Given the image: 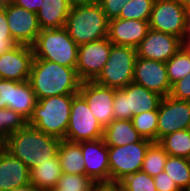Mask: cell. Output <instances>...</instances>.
Listing matches in <instances>:
<instances>
[{"instance_id": "cell-1", "label": "cell", "mask_w": 190, "mask_h": 191, "mask_svg": "<svg viewBox=\"0 0 190 191\" xmlns=\"http://www.w3.org/2000/svg\"><path fill=\"white\" fill-rule=\"evenodd\" d=\"M60 140L27 124L23 129L12 133L2 143V147L31 170L38 163L49 162L51 158L58 156Z\"/></svg>"}, {"instance_id": "cell-2", "label": "cell", "mask_w": 190, "mask_h": 191, "mask_svg": "<svg viewBox=\"0 0 190 191\" xmlns=\"http://www.w3.org/2000/svg\"><path fill=\"white\" fill-rule=\"evenodd\" d=\"M28 81L37 100L52 96L77 94L82 83L75 68L42 59L33 60Z\"/></svg>"}, {"instance_id": "cell-3", "label": "cell", "mask_w": 190, "mask_h": 191, "mask_svg": "<svg viewBox=\"0 0 190 191\" xmlns=\"http://www.w3.org/2000/svg\"><path fill=\"white\" fill-rule=\"evenodd\" d=\"M75 95L66 94L39 99L27 124L45 134L65 139Z\"/></svg>"}, {"instance_id": "cell-4", "label": "cell", "mask_w": 190, "mask_h": 191, "mask_svg": "<svg viewBox=\"0 0 190 191\" xmlns=\"http://www.w3.org/2000/svg\"><path fill=\"white\" fill-rule=\"evenodd\" d=\"M64 28L79 46L108 37L109 20L99 3L71 7Z\"/></svg>"}, {"instance_id": "cell-5", "label": "cell", "mask_w": 190, "mask_h": 191, "mask_svg": "<svg viewBox=\"0 0 190 191\" xmlns=\"http://www.w3.org/2000/svg\"><path fill=\"white\" fill-rule=\"evenodd\" d=\"M78 47L64 27L41 30L32 45L34 59L53 61L75 69Z\"/></svg>"}, {"instance_id": "cell-6", "label": "cell", "mask_w": 190, "mask_h": 191, "mask_svg": "<svg viewBox=\"0 0 190 191\" xmlns=\"http://www.w3.org/2000/svg\"><path fill=\"white\" fill-rule=\"evenodd\" d=\"M136 48L112 44L110 55L96 83L114 89H122L133 83Z\"/></svg>"}, {"instance_id": "cell-7", "label": "cell", "mask_w": 190, "mask_h": 191, "mask_svg": "<svg viewBox=\"0 0 190 191\" xmlns=\"http://www.w3.org/2000/svg\"><path fill=\"white\" fill-rule=\"evenodd\" d=\"M162 96L135 83L122 89H115L113 102L114 119L132 120L133 116L158 110Z\"/></svg>"}, {"instance_id": "cell-8", "label": "cell", "mask_w": 190, "mask_h": 191, "mask_svg": "<svg viewBox=\"0 0 190 191\" xmlns=\"http://www.w3.org/2000/svg\"><path fill=\"white\" fill-rule=\"evenodd\" d=\"M189 10L174 0H155L149 28L188 40Z\"/></svg>"}, {"instance_id": "cell-9", "label": "cell", "mask_w": 190, "mask_h": 191, "mask_svg": "<svg viewBox=\"0 0 190 191\" xmlns=\"http://www.w3.org/2000/svg\"><path fill=\"white\" fill-rule=\"evenodd\" d=\"M151 143L143 138L133 144L108 147L110 185H117L126 176L141 171L146 150Z\"/></svg>"}, {"instance_id": "cell-10", "label": "cell", "mask_w": 190, "mask_h": 191, "mask_svg": "<svg viewBox=\"0 0 190 191\" xmlns=\"http://www.w3.org/2000/svg\"><path fill=\"white\" fill-rule=\"evenodd\" d=\"M103 130L85 99L77 93L73 97L65 139L77 143L97 140L103 137Z\"/></svg>"}, {"instance_id": "cell-11", "label": "cell", "mask_w": 190, "mask_h": 191, "mask_svg": "<svg viewBox=\"0 0 190 191\" xmlns=\"http://www.w3.org/2000/svg\"><path fill=\"white\" fill-rule=\"evenodd\" d=\"M111 46L108 37L79 45L76 71L82 82L94 81L98 77L108 60Z\"/></svg>"}, {"instance_id": "cell-12", "label": "cell", "mask_w": 190, "mask_h": 191, "mask_svg": "<svg viewBox=\"0 0 190 191\" xmlns=\"http://www.w3.org/2000/svg\"><path fill=\"white\" fill-rule=\"evenodd\" d=\"M1 6L5 9L12 39L17 44L32 46L41 32L37 13L30 12L12 2Z\"/></svg>"}, {"instance_id": "cell-13", "label": "cell", "mask_w": 190, "mask_h": 191, "mask_svg": "<svg viewBox=\"0 0 190 191\" xmlns=\"http://www.w3.org/2000/svg\"><path fill=\"white\" fill-rule=\"evenodd\" d=\"M190 124V101L171 96L162 98L158 107L157 142L167 134L188 129Z\"/></svg>"}, {"instance_id": "cell-14", "label": "cell", "mask_w": 190, "mask_h": 191, "mask_svg": "<svg viewBox=\"0 0 190 191\" xmlns=\"http://www.w3.org/2000/svg\"><path fill=\"white\" fill-rule=\"evenodd\" d=\"M133 83L155 92L163 98L171 92L166 63L145 58H136Z\"/></svg>"}, {"instance_id": "cell-15", "label": "cell", "mask_w": 190, "mask_h": 191, "mask_svg": "<svg viewBox=\"0 0 190 191\" xmlns=\"http://www.w3.org/2000/svg\"><path fill=\"white\" fill-rule=\"evenodd\" d=\"M78 93L85 99L89 109L103 128L114 120V88L100 85L95 81H85L81 83Z\"/></svg>"}, {"instance_id": "cell-16", "label": "cell", "mask_w": 190, "mask_h": 191, "mask_svg": "<svg viewBox=\"0 0 190 191\" xmlns=\"http://www.w3.org/2000/svg\"><path fill=\"white\" fill-rule=\"evenodd\" d=\"M84 159L85 175L97 185H110L108 146L103 138L79 142Z\"/></svg>"}, {"instance_id": "cell-17", "label": "cell", "mask_w": 190, "mask_h": 191, "mask_svg": "<svg viewBox=\"0 0 190 191\" xmlns=\"http://www.w3.org/2000/svg\"><path fill=\"white\" fill-rule=\"evenodd\" d=\"M183 43L174 35L149 29L136 48L137 57L166 63L182 48Z\"/></svg>"}, {"instance_id": "cell-18", "label": "cell", "mask_w": 190, "mask_h": 191, "mask_svg": "<svg viewBox=\"0 0 190 191\" xmlns=\"http://www.w3.org/2000/svg\"><path fill=\"white\" fill-rule=\"evenodd\" d=\"M33 60L32 46L17 44L0 55V79L17 82L29 80Z\"/></svg>"}, {"instance_id": "cell-19", "label": "cell", "mask_w": 190, "mask_h": 191, "mask_svg": "<svg viewBox=\"0 0 190 191\" xmlns=\"http://www.w3.org/2000/svg\"><path fill=\"white\" fill-rule=\"evenodd\" d=\"M149 29V21L115 18L109 20L108 38L112 44L137 48Z\"/></svg>"}, {"instance_id": "cell-20", "label": "cell", "mask_w": 190, "mask_h": 191, "mask_svg": "<svg viewBox=\"0 0 190 191\" xmlns=\"http://www.w3.org/2000/svg\"><path fill=\"white\" fill-rule=\"evenodd\" d=\"M30 184V169L18 158L0 147V191Z\"/></svg>"}, {"instance_id": "cell-21", "label": "cell", "mask_w": 190, "mask_h": 191, "mask_svg": "<svg viewBox=\"0 0 190 191\" xmlns=\"http://www.w3.org/2000/svg\"><path fill=\"white\" fill-rule=\"evenodd\" d=\"M70 9L71 5L68 0H43L37 12L41 30L63 28Z\"/></svg>"}, {"instance_id": "cell-22", "label": "cell", "mask_w": 190, "mask_h": 191, "mask_svg": "<svg viewBox=\"0 0 190 191\" xmlns=\"http://www.w3.org/2000/svg\"><path fill=\"white\" fill-rule=\"evenodd\" d=\"M103 140L108 147H117L140 142L143 137L134 128L132 120L114 119L104 127Z\"/></svg>"}, {"instance_id": "cell-23", "label": "cell", "mask_w": 190, "mask_h": 191, "mask_svg": "<svg viewBox=\"0 0 190 191\" xmlns=\"http://www.w3.org/2000/svg\"><path fill=\"white\" fill-rule=\"evenodd\" d=\"M59 157H53L49 162L38 163L30 170V183L37 188L38 191H43L58 185L62 175Z\"/></svg>"}, {"instance_id": "cell-24", "label": "cell", "mask_w": 190, "mask_h": 191, "mask_svg": "<svg viewBox=\"0 0 190 191\" xmlns=\"http://www.w3.org/2000/svg\"><path fill=\"white\" fill-rule=\"evenodd\" d=\"M37 101V97L28 80L23 82L12 81V96L9 109L19 113L28 121Z\"/></svg>"}, {"instance_id": "cell-25", "label": "cell", "mask_w": 190, "mask_h": 191, "mask_svg": "<svg viewBox=\"0 0 190 191\" xmlns=\"http://www.w3.org/2000/svg\"><path fill=\"white\" fill-rule=\"evenodd\" d=\"M58 157L63 174L85 175L84 159L79 143L61 139Z\"/></svg>"}, {"instance_id": "cell-26", "label": "cell", "mask_w": 190, "mask_h": 191, "mask_svg": "<svg viewBox=\"0 0 190 191\" xmlns=\"http://www.w3.org/2000/svg\"><path fill=\"white\" fill-rule=\"evenodd\" d=\"M158 143L170 156L190 159V132L187 129L167 134Z\"/></svg>"}, {"instance_id": "cell-27", "label": "cell", "mask_w": 190, "mask_h": 191, "mask_svg": "<svg viewBox=\"0 0 190 191\" xmlns=\"http://www.w3.org/2000/svg\"><path fill=\"white\" fill-rule=\"evenodd\" d=\"M166 71L171 86L190 73V45L187 42L166 62Z\"/></svg>"}, {"instance_id": "cell-28", "label": "cell", "mask_w": 190, "mask_h": 191, "mask_svg": "<svg viewBox=\"0 0 190 191\" xmlns=\"http://www.w3.org/2000/svg\"><path fill=\"white\" fill-rule=\"evenodd\" d=\"M163 171L174 180L181 191L190 184V159L168 155Z\"/></svg>"}, {"instance_id": "cell-29", "label": "cell", "mask_w": 190, "mask_h": 191, "mask_svg": "<svg viewBox=\"0 0 190 191\" xmlns=\"http://www.w3.org/2000/svg\"><path fill=\"white\" fill-rule=\"evenodd\" d=\"M168 155L158 142H152L146 150L141 171L151 177L157 176L163 172Z\"/></svg>"}, {"instance_id": "cell-30", "label": "cell", "mask_w": 190, "mask_h": 191, "mask_svg": "<svg viewBox=\"0 0 190 191\" xmlns=\"http://www.w3.org/2000/svg\"><path fill=\"white\" fill-rule=\"evenodd\" d=\"M139 134L152 142H157L158 110L139 113L132 118Z\"/></svg>"}, {"instance_id": "cell-31", "label": "cell", "mask_w": 190, "mask_h": 191, "mask_svg": "<svg viewBox=\"0 0 190 191\" xmlns=\"http://www.w3.org/2000/svg\"><path fill=\"white\" fill-rule=\"evenodd\" d=\"M27 120L19 113L9 109H0V143L2 144L12 133L23 129Z\"/></svg>"}, {"instance_id": "cell-32", "label": "cell", "mask_w": 190, "mask_h": 191, "mask_svg": "<svg viewBox=\"0 0 190 191\" xmlns=\"http://www.w3.org/2000/svg\"><path fill=\"white\" fill-rule=\"evenodd\" d=\"M155 0H130L121 10L118 18L149 21Z\"/></svg>"}, {"instance_id": "cell-33", "label": "cell", "mask_w": 190, "mask_h": 191, "mask_svg": "<svg viewBox=\"0 0 190 191\" xmlns=\"http://www.w3.org/2000/svg\"><path fill=\"white\" fill-rule=\"evenodd\" d=\"M116 186L121 191H157L154 178L142 171L126 176Z\"/></svg>"}, {"instance_id": "cell-34", "label": "cell", "mask_w": 190, "mask_h": 191, "mask_svg": "<svg viewBox=\"0 0 190 191\" xmlns=\"http://www.w3.org/2000/svg\"><path fill=\"white\" fill-rule=\"evenodd\" d=\"M57 186L70 191H95L99 185L87 175L62 174Z\"/></svg>"}, {"instance_id": "cell-35", "label": "cell", "mask_w": 190, "mask_h": 191, "mask_svg": "<svg viewBox=\"0 0 190 191\" xmlns=\"http://www.w3.org/2000/svg\"><path fill=\"white\" fill-rule=\"evenodd\" d=\"M17 45L12 39L11 32L8 27L5 9L0 6V55L11 50Z\"/></svg>"}, {"instance_id": "cell-36", "label": "cell", "mask_w": 190, "mask_h": 191, "mask_svg": "<svg viewBox=\"0 0 190 191\" xmlns=\"http://www.w3.org/2000/svg\"><path fill=\"white\" fill-rule=\"evenodd\" d=\"M169 96L178 100L190 101V73L171 86Z\"/></svg>"}, {"instance_id": "cell-37", "label": "cell", "mask_w": 190, "mask_h": 191, "mask_svg": "<svg viewBox=\"0 0 190 191\" xmlns=\"http://www.w3.org/2000/svg\"><path fill=\"white\" fill-rule=\"evenodd\" d=\"M130 0H99V4L108 20L118 18L123 6Z\"/></svg>"}, {"instance_id": "cell-38", "label": "cell", "mask_w": 190, "mask_h": 191, "mask_svg": "<svg viewBox=\"0 0 190 191\" xmlns=\"http://www.w3.org/2000/svg\"><path fill=\"white\" fill-rule=\"evenodd\" d=\"M153 178L157 191H181L174 180H171L169 175L164 171Z\"/></svg>"}, {"instance_id": "cell-39", "label": "cell", "mask_w": 190, "mask_h": 191, "mask_svg": "<svg viewBox=\"0 0 190 191\" xmlns=\"http://www.w3.org/2000/svg\"><path fill=\"white\" fill-rule=\"evenodd\" d=\"M12 96V81L0 79V109L9 108Z\"/></svg>"}, {"instance_id": "cell-40", "label": "cell", "mask_w": 190, "mask_h": 191, "mask_svg": "<svg viewBox=\"0 0 190 191\" xmlns=\"http://www.w3.org/2000/svg\"><path fill=\"white\" fill-rule=\"evenodd\" d=\"M12 3L30 12L37 13L43 4V0H13Z\"/></svg>"}, {"instance_id": "cell-41", "label": "cell", "mask_w": 190, "mask_h": 191, "mask_svg": "<svg viewBox=\"0 0 190 191\" xmlns=\"http://www.w3.org/2000/svg\"><path fill=\"white\" fill-rule=\"evenodd\" d=\"M71 7L88 6L99 3V0H68Z\"/></svg>"}, {"instance_id": "cell-42", "label": "cell", "mask_w": 190, "mask_h": 191, "mask_svg": "<svg viewBox=\"0 0 190 191\" xmlns=\"http://www.w3.org/2000/svg\"><path fill=\"white\" fill-rule=\"evenodd\" d=\"M95 191H121L116 185L98 186Z\"/></svg>"}, {"instance_id": "cell-43", "label": "cell", "mask_w": 190, "mask_h": 191, "mask_svg": "<svg viewBox=\"0 0 190 191\" xmlns=\"http://www.w3.org/2000/svg\"><path fill=\"white\" fill-rule=\"evenodd\" d=\"M10 191H38L37 188L35 186H33L31 183L26 185V186H22V187H15L13 189H11Z\"/></svg>"}, {"instance_id": "cell-44", "label": "cell", "mask_w": 190, "mask_h": 191, "mask_svg": "<svg viewBox=\"0 0 190 191\" xmlns=\"http://www.w3.org/2000/svg\"><path fill=\"white\" fill-rule=\"evenodd\" d=\"M177 3H179L180 5H182L183 7L187 8L188 10H190V0H174Z\"/></svg>"}, {"instance_id": "cell-45", "label": "cell", "mask_w": 190, "mask_h": 191, "mask_svg": "<svg viewBox=\"0 0 190 191\" xmlns=\"http://www.w3.org/2000/svg\"><path fill=\"white\" fill-rule=\"evenodd\" d=\"M43 191H70V190H64L63 188L55 186V187H52V188L45 189Z\"/></svg>"}, {"instance_id": "cell-46", "label": "cell", "mask_w": 190, "mask_h": 191, "mask_svg": "<svg viewBox=\"0 0 190 191\" xmlns=\"http://www.w3.org/2000/svg\"><path fill=\"white\" fill-rule=\"evenodd\" d=\"M190 39V10H189V23H188V40Z\"/></svg>"}, {"instance_id": "cell-47", "label": "cell", "mask_w": 190, "mask_h": 191, "mask_svg": "<svg viewBox=\"0 0 190 191\" xmlns=\"http://www.w3.org/2000/svg\"><path fill=\"white\" fill-rule=\"evenodd\" d=\"M13 0H0V5L7 4L12 2Z\"/></svg>"}, {"instance_id": "cell-48", "label": "cell", "mask_w": 190, "mask_h": 191, "mask_svg": "<svg viewBox=\"0 0 190 191\" xmlns=\"http://www.w3.org/2000/svg\"><path fill=\"white\" fill-rule=\"evenodd\" d=\"M184 191H190V184L188 185V187Z\"/></svg>"}]
</instances>
